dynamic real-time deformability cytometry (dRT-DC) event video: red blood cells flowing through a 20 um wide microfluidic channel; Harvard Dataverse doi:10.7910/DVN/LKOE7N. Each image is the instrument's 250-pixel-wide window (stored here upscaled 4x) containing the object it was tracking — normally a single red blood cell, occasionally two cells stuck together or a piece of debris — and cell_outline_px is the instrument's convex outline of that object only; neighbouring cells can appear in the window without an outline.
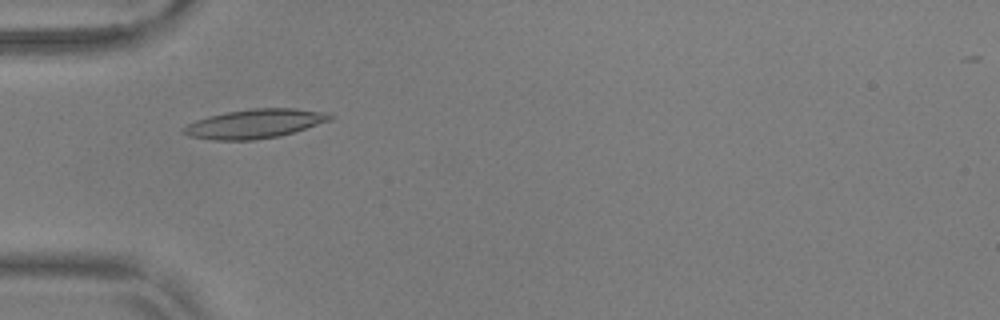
{"species": "common noctule bat (a hibernating species)", "species_latin": "Nyctalus noctula", "temperature_condition": "warm", "stored_images_in_passage": 55, "camera_frame_rate_fps": 3000, "um_per_image_px": 0.085, "animal": {"sex": "male", "body_mass_g": 17.9, "forearm_length_mm": 54.2}, "frame": {"image": 1, "passage_image": 18, "time_ms": 5.667, "image_size_px": [1000, 320], "cell_outline_px": [[336, 116], [332, 120], [280, 136], [252, 140], [212, 140], [188, 136], [180, 132], [180, 128], [196, 120], [208, 116], [228, 112], [252, 108], [292, 108], [332, 112]], "centroid_in_image_um": [21.68, 10.51], "position_along_channel_um": 63.3, "area_um2": 25.14}}
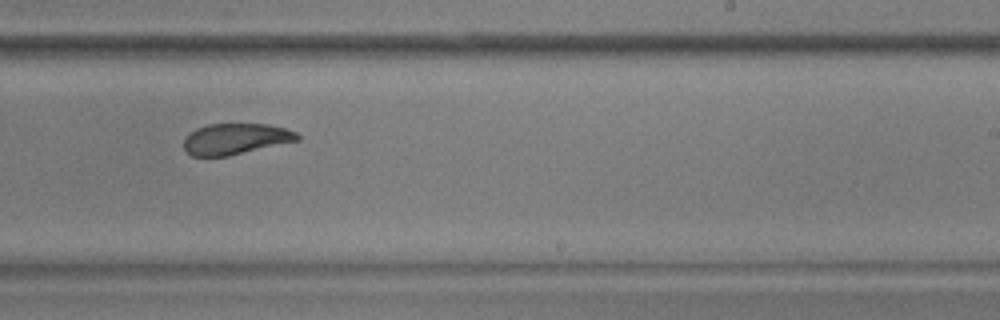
{"frame": {"image": 2, "passage_image": 35, "time_ms": 11.333, "image_size_px": [1000, 320], "cell_outline_px": [[300, 140], [228, 156], [192, 156], [184, 152], [184, 140], [196, 128], [208, 124], [268, 124], [284, 128], [296, 132], [300, 136]], "centroid_in_image_um": [20.02, 11.81], "position_along_channel_um": 269.0, "area_um2": 20.46}}
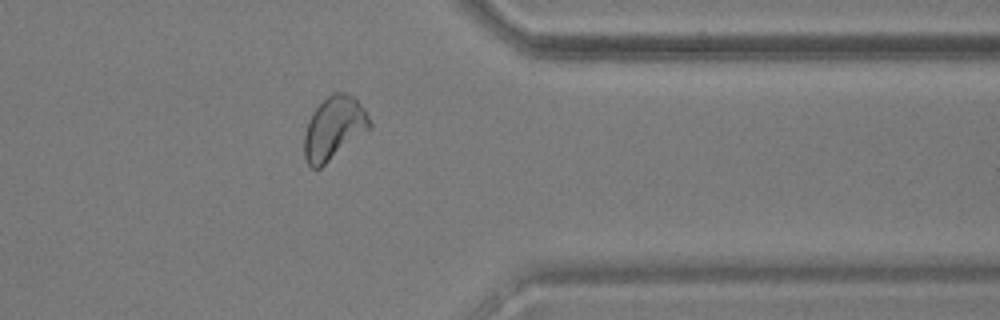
{"frame": {"image": 3, "passage_image": 45, "time_ms": 14.667, "image_size_px": [1000, 320], "cell_outline_px": [[372, 124], [368, 128], [320, 168], [312, 168], [308, 164], [304, 156], [304, 136], [308, 120], [312, 112], [332, 92], [344, 92], [352, 96], [364, 108]], "centroid_in_image_um": [28.34, 10.87], "position_along_channel_um": 383.1, "area_um2": 23.35}, "authors_computed_cell_mechanics": {"area_um2": 22.4842, "velocity_mm_per_s": 3.6604, "shape_relaxation_time_tau1_ms": 4.1946, "shape_relaxation_time_tau2_ms": 1.8388, "deformation_change_tau1": 0.1457, "deformation_change_tau2": 0.0816}}